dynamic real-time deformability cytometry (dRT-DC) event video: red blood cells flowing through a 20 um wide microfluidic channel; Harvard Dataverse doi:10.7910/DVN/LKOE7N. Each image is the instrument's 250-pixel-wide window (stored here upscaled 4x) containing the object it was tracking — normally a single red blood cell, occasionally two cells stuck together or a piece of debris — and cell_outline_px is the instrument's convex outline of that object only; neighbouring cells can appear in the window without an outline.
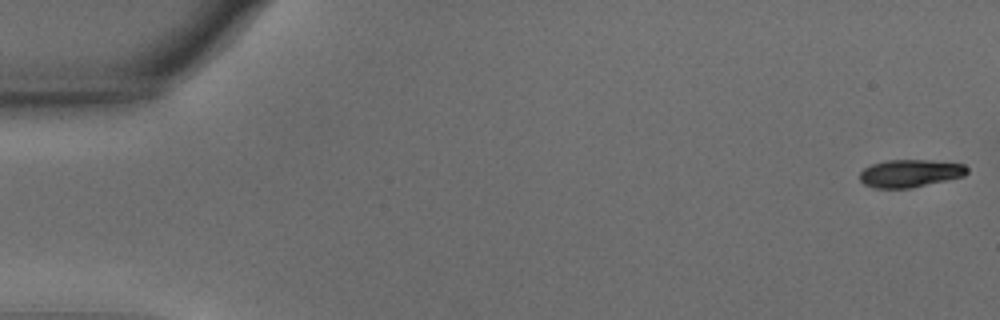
{"species": "common noctule bat (a hibernating species)", "species_latin": "Nyctalus noctula", "temperature_condition": "warm", "stored_images_in_passage": 54, "camera_frame_rate_fps": 3000, "um_per_image_px": 0.085, "animal": {"sex": "male", "body_mass_g": 15.6}, "frame": {"image": 1, "passage_image": 1, "time_ms": 0.0, "image_size_px": [1000, 320], "cell_outline_px": [[968, 172], [964, 176], [912, 188], [876, 188], [864, 184], [860, 180], [860, 172], [864, 168], [872, 164], [888, 160], [932, 160], [964, 164], [968, 168]], "centroid_in_image_um": [77.37, 14.73], "position_along_channel_um": 7.6, "area_um2": 17.34}}
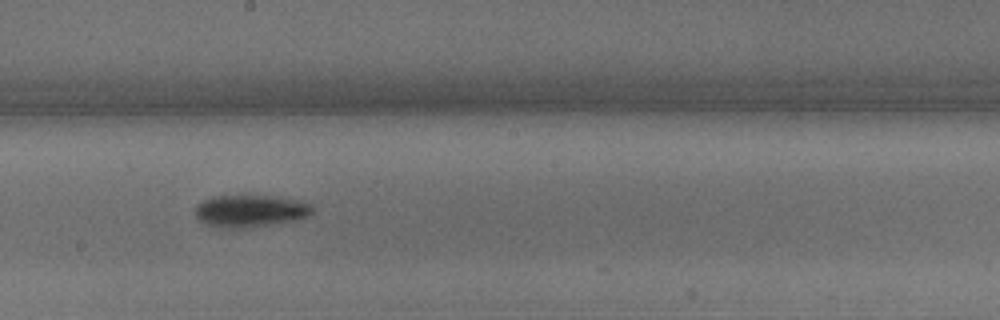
{"frame": {"image": 2, "passage_image": 31, "time_ms": 10.0, "image_size_px": [1000, 320], "cell_outline_px": [[312, 212], [308, 216], [296, 220], [244, 228], [224, 228], [204, 224], [196, 216], [196, 204], [212, 196], [272, 196], [312, 204]], "centroid_in_image_um": [21.23, 17.94], "position_along_channel_um": 227.0, "area_um2": 21.68}}
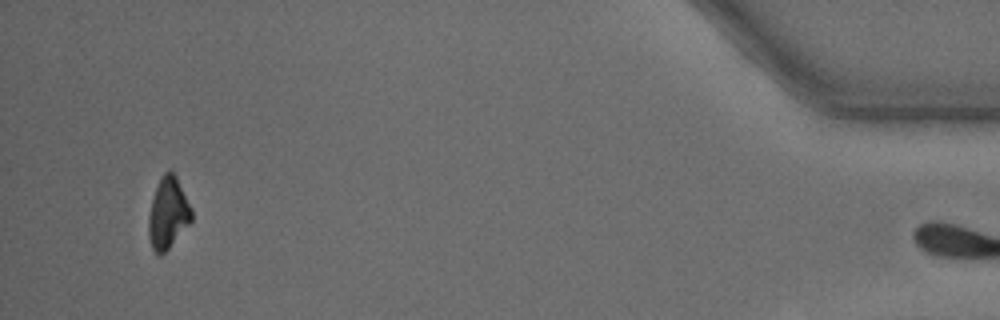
{"frame": {"image": 3, "passage_image": 53, "time_ms": 17.333, "image_size_px": [1000, 320], "cell_outline_px": [[192, 220], [168, 248], [160, 256], [152, 248], [148, 236], [148, 216], [152, 200], [160, 176], [168, 168], [176, 176], [192, 208]], "centroid_in_image_um": [14.27, 18.09], "position_along_channel_um": 420.9, "area_um2": 17.74}, "authors_computed_cell_mechanics": {"area_um2": 19.7676, "velocity_mm_per_s": 3.6647, "shape_relaxation_time_tau1_ms": 1.8197, "shape_relaxation_time_tau2_ms": null, "deformation_change_tau1": 0.1349, "deformation_change_tau2": null}}